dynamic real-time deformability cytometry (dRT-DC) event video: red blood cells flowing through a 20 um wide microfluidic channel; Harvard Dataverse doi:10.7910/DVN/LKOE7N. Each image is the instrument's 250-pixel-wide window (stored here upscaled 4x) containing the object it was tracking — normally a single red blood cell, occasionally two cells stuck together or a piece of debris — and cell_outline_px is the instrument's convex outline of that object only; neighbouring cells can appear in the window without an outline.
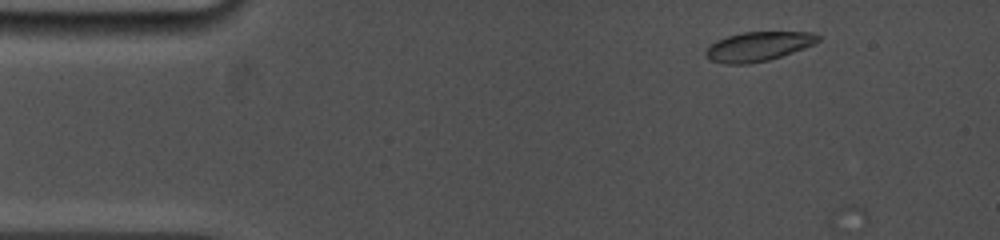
{"species": "common noctule bat (a hibernating species)", "species_latin": "Nyctalus noctula", "temperature_condition": "cold", "stored_images_in_passage": 3, "camera_frame_rate_fps": 5000, "um_per_image_px": 0.085, "animal": {"sex": "female", "body_mass_g": 19.0, "forearm_length_mm": 53.3}, "frame": {"image": 1, "passage_image": 2, "time_ms": 0.2, "image_size_px": [1000, 240], "cell_outline_px": [[820, 40], [804, 48], [768, 60], [748, 64], [724, 64], [712, 60], [704, 52], [716, 40], [728, 36], [744, 32], [812, 32], [820, 36]], "centroid_in_image_um": [64.46, 3.94], "position_along_channel_um": 20.5, "area_um2": 18.9}}